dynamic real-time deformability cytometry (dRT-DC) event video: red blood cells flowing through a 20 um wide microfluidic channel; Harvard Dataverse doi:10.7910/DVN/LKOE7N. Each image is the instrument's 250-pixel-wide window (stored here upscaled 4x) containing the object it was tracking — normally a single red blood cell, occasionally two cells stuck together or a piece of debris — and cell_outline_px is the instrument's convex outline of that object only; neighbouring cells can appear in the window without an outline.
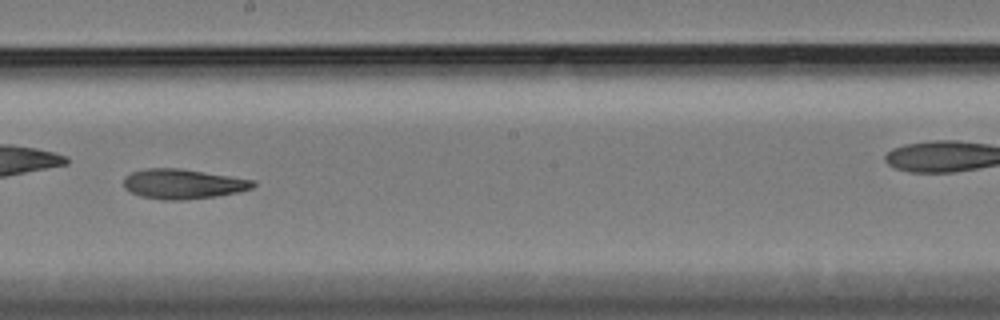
{"species": "Egyptian fruit bat (a non-hibernating species)", "species_latin": "Rousettus aegyptiacus", "temperature_condition": "cold", "stored_images_in_passage": 46, "camera_frame_rate_fps": 3000, "um_per_image_px": 0.085, "animal": {"sex": "female"}, "frame": {"image": 1, "passage_image": 20, "time_ms": 6.333, "image_size_px": [1000, 320], "cell_outline_px": [[256, 184], [252, 188], [236, 192], [216, 196], [184, 200], [164, 200], [140, 196], [124, 188], [124, 176], [132, 172], [144, 168], [180, 168], [256, 180]], "centroid_in_image_um": [15.54, 15.63], "position_along_channel_um": 232.7, "area_um2": 22.54}}
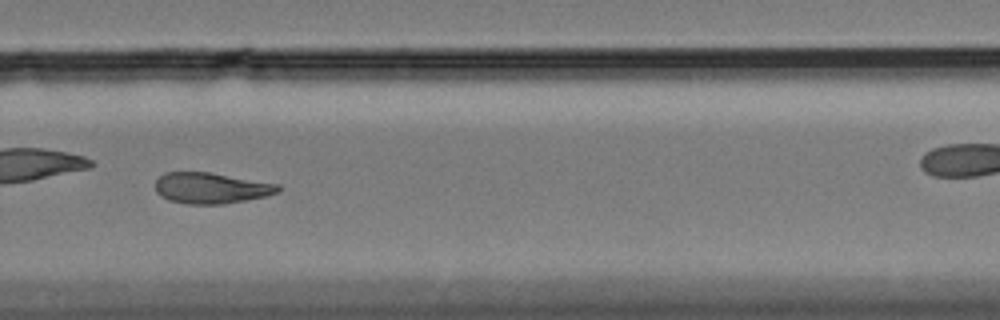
{"frame": {"image": 2, "passage_image": 27, "time_ms": 8.667, "image_size_px": [1000, 320], "cell_outline_px": [[280, 192], [264, 196], [224, 204], [184, 204], [168, 200], [160, 196], [156, 192], [156, 180], [164, 172], [208, 172], [280, 184]], "centroid_in_image_um": [17.92, 15.99], "position_along_channel_um": 311.9, "area_um2": 22.14}, "authors_computed_cell_mechanics": {"area_um2": 23.0911, "velocity_mm_per_s": 3.4094, "shape_relaxation_time_tau1_ms": null, "shape_relaxation_time_tau2_ms": 7.982, "deformation_change_tau1": null, "deformation_change_tau2": 0.1705}}